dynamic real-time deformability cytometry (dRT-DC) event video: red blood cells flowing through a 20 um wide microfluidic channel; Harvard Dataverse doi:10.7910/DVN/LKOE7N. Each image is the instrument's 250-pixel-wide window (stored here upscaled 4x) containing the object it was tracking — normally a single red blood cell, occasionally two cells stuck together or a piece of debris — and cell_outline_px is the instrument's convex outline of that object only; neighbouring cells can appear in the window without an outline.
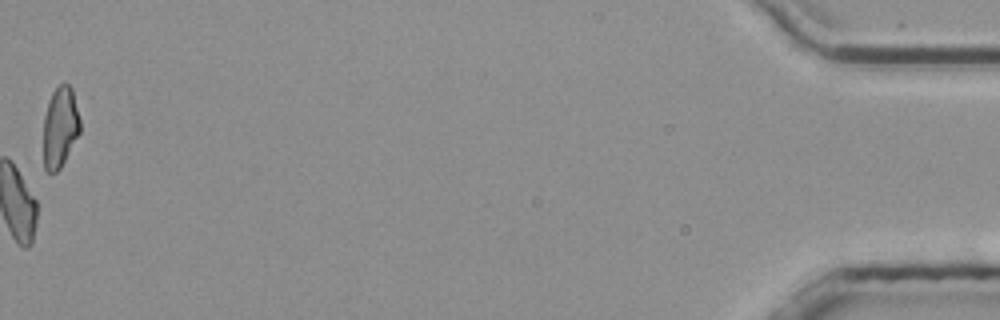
{"species": "common noctule bat (a hibernating species)", "species_latin": "Nyctalus noctula", "temperature_condition": "room temperature", "stored_images_in_passage": 50, "camera_frame_rate_fps": 3000, "um_per_image_px": 0.085, "animal": {"sex": "male", "body_mass_g": 20.4}, "frame": {"image": 1, "passage_image": 50, "time_ms": 16.333, "image_size_px": [1000, 320], "cell_outline_px": [[80, 132], [60, 168], [56, 172], [48, 172], [44, 168], [44, 116], [52, 92], [64, 80], [72, 88], [80, 120]], "centroid_in_image_um": [5.11, 10.78], "position_along_channel_um": 430.1, "area_um2": 17.11}, "authors_computed_cell_mechanics": {"area_um2": 18.8717, "velocity_mm_per_s": 3.8534, "shape_relaxation_time_tau1_ms": 5.3709, "shape_relaxation_time_tau2_ms": 2.3152, "deformation_change_tau1": 0.1383, "deformation_change_tau2": 0.1002}}